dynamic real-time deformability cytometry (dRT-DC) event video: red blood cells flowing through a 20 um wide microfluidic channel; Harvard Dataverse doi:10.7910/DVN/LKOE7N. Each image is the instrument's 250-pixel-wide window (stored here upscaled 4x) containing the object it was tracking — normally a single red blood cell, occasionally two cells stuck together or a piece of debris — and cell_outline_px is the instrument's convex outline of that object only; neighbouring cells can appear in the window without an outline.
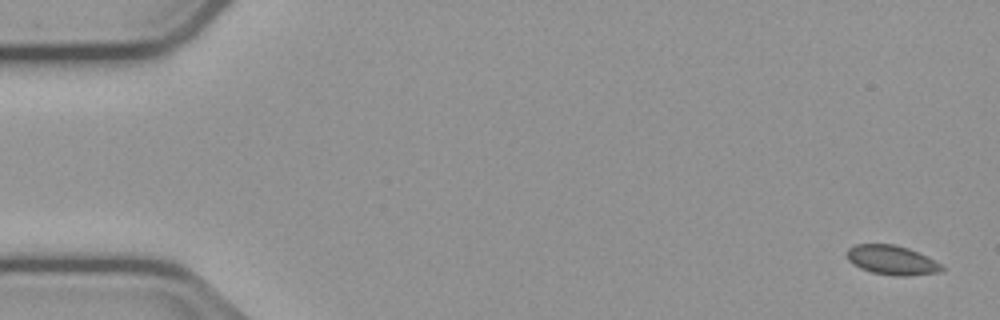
{"species": "common noctule bat (a hibernating species)", "species_latin": "Nyctalus noctula", "temperature_condition": "cold", "stored_images_in_passage": 10, "camera_frame_rate_fps": 3000, "um_per_image_px": 0.085, "animal": {"sex": "male", "body_mass_g": 23.1, "forearm_length_mm": 52.7}, "frame": {"image": 1, "passage_image": 1, "time_ms": 0.0, "image_size_px": [1000, 320], "cell_outline_px": [[944, 268], [940, 272], [904, 276], [896, 276], [872, 272], [860, 268], [848, 260], [848, 248], [856, 244], [896, 244], [908, 248], [928, 256], [940, 264]], "centroid_in_image_um": [75.82, 22.1], "position_along_channel_um": 9.2, "area_um2": 16.13}}